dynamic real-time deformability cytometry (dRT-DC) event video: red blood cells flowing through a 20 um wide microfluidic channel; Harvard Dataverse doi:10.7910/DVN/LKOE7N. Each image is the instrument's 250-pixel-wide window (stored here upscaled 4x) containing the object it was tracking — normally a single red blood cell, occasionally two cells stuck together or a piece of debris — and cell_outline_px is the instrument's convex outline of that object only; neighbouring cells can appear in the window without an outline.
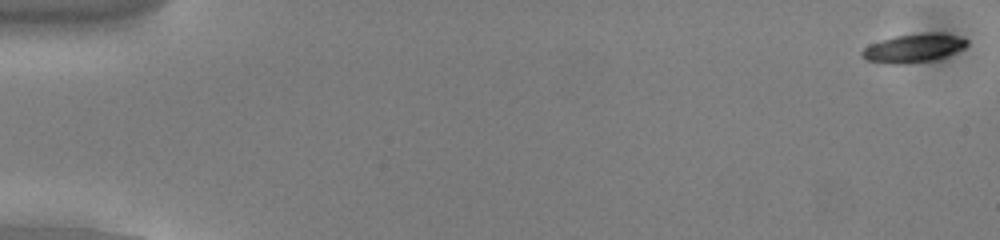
{"species": "common noctule bat (a hibernating species)", "species_latin": "Nyctalus noctula", "temperature_condition": "cold", "stored_images_in_passage": 54, "camera_frame_rate_fps": 3000, "um_per_image_px": 0.085, "animal": {"sex": "male", "body_mass_g": 13.0, "forearm_length_mm": 53.1}, "frame": {"image": 1, "passage_image": 1, "time_ms": 0.0, "image_size_px": [1000, 240], "cell_outline_px": [[968, 44], [964, 48], [944, 56], [932, 60], [908, 64], [888, 64], [864, 60], [860, 56], [860, 52], [868, 44], [880, 40], [896, 36], [928, 32], [932, 32], [956, 36], [968, 40]], "centroid_in_image_um": [77.57, 4.1], "position_along_channel_um": 7.4, "area_um2": 17.51}}
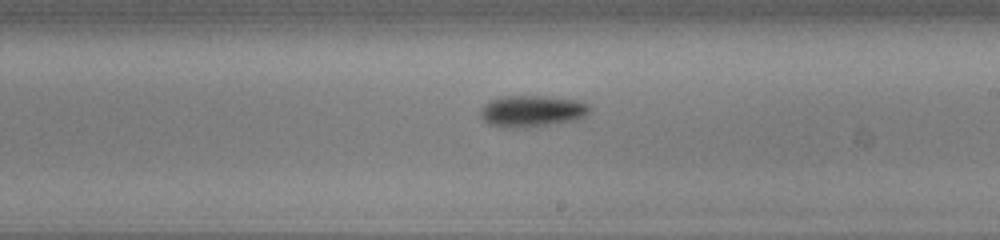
{"frame": {"image": 2, "passage_image": 32, "time_ms": 10.333, "image_size_px": [1000, 240], "cell_outline_px": [[592, 108], [584, 116], [576, 120], [528, 128], [504, 128], [488, 124], [480, 116], [480, 112], [484, 104], [500, 96], [548, 96], [576, 100], [588, 104]], "centroid_in_image_um": [45.2, 9.46], "position_along_channel_um": 243.8, "area_um2": 20.29}}
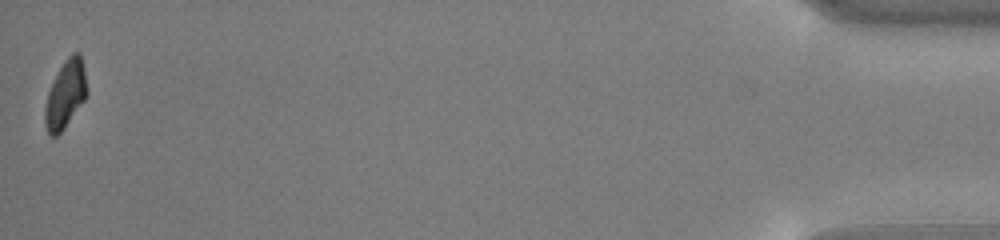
{"frame": {"image": 3, "passage_image": 54, "time_ms": 17.667, "image_size_px": [1000, 240], "cell_outline_px": [[88, 92], [84, 100], [64, 128], [56, 136], [52, 136], [48, 132], [44, 124], [44, 108], [48, 92], [64, 60], [72, 52], [80, 52], [84, 68]], "centroid_in_image_um": [5.57, 8.01], "position_along_channel_um": 429.6, "area_um2": 16.42}, "authors_computed_cell_mechanics": {"area_um2": 18.0336, "velocity_mm_per_s": 3.8212, "shape_relaxation_time_tau1_ms": 4.3615, "shape_relaxation_time_tau2_ms": null, "deformation_change_tau1": 0.1542, "deformation_change_tau2": null}}